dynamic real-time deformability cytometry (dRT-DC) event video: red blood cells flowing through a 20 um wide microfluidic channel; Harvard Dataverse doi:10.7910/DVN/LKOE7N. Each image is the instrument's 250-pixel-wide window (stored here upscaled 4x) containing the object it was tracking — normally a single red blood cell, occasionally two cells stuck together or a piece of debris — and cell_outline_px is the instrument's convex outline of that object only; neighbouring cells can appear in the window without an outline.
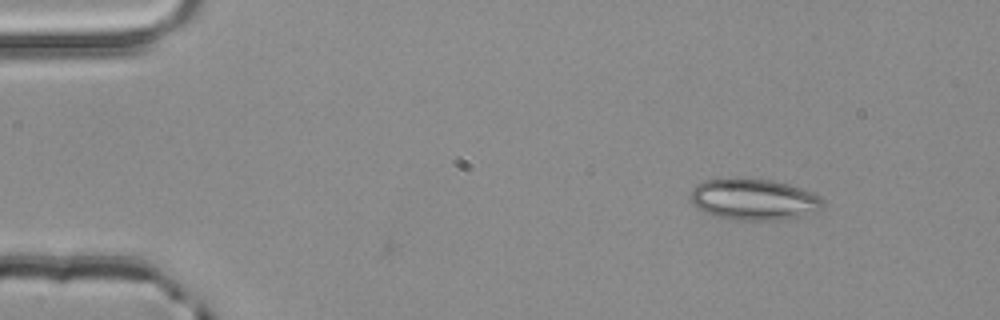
{"species": "common noctule bat (a hibernating species)", "species_latin": "Nyctalus noctula", "temperature_condition": "room temperature", "stored_images_in_passage": 2, "camera_frame_rate_fps": 3000, "um_per_image_px": 0.085, "animal": {"sex": "male", "body_mass_g": 20.4}, "frame": {"image": 1, "passage_image": 2, "time_ms": 0.333, "image_size_px": [1000, 320], "cell_outline_px": [[824, 204], [816, 212], [804, 216], [784, 220], [736, 220], [712, 216], [696, 208], [692, 200], [692, 188], [704, 180], [720, 176], [740, 176], [772, 180], [788, 184], [812, 192], [820, 196], [824, 200]], "centroid_in_image_um": [64.06, 16.92], "position_along_channel_um": 20.9, "area_um2": 32.89}}